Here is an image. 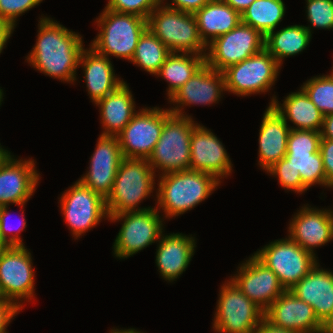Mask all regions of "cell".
I'll return each mask as SVG.
<instances>
[{
  "label": "cell",
  "mask_w": 333,
  "mask_h": 333,
  "mask_svg": "<svg viewBox=\"0 0 333 333\" xmlns=\"http://www.w3.org/2000/svg\"><path fill=\"white\" fill-rule=\"evenodd\" d=\"M38 28L36 44L26 60L51 78L74 82L84 50L82 36L49 17L40 18Z\"/></svg>",
  "instance_id": "6da1fadb"
},
{
  "label": "cell",
  "mask_w": 333,
  "mask_h": 333,
  "mask_svg": "<svg viewBox=\"0 0 333 333\" xmlns=\"http://www.w3.org/2000/svg\"><path fill=\"white\" fill-rule=\"evenodd\" d=\"M159 180L156 208H162L166 218L191 210L210 196L221 182L211 174L193 170L160 174Z\"/></svg>",
  "instance_id": "7a4b0ae2"
},
{
  "label": "cell",
  "mask_w": 333,
  "mask_h": 333,
  "mask_svg": "<svg viewBox=\"0 0 333 333\" xmlns=\"http://www.w3.org/2000/svg\"><path fill=\"white\" fill-rule=\"evenodd\" d=\"M154 174L147 159L123 158L114 180L112 192L106 199L108 215L150 209V207L139 208L137 206L153 192L154 184H156Z\"/></svg>",
  "instance_id": "3957f363"
},
{
  "label": "cell",
  "mask_w": 333,
  "mask_h": 333,
  "mask_svg": "<svg viewBox=\"0 0 333 333\" xmlns=\"http://www.w3.org/2000/svg\"><path fill=\"white\" fill-rule=\"evenodd\" d=\"M161 4L147 18V29L171 52L205 56L207 45L199 35L194 14L171 9Z\"/></svg>",
  "instance_id": "277c9868"
},
{
  "label": "cell",
  "mask_w": 333,
  "mask_h": 333,
  "mask_svg": "<svg viewBox=\"0 0 333 333\" xmlns=\"http://www.w3.org/2000/svg\"><path fill=\"white\" fill-rule=\"evenodd\" d=\"M99 34L90 44L95 51L131 61L137 43L147 29V19L104 9L96 19Z\"/></svg>",
  "instance_id": "5b68a950"
},
{
  "label": "cell",
  "mask_w": 333,
  "mask_h": 333,
  "mask_svg": "<svg viewBox=\"0 0 333 333\" xmlns=\"http://www.w3.org/2000/svg\"><path fill=\"white\" fill-rule=\"evenodd\" d=\"M195 124L191 116L171 114L165 121L160 138L147 159L151 168L162 174L190 170V138Z\"/></svg>",
  "instance_id": "8992f818"
},
{
  "label": "cell",
  "mask_w": 333,
  "mask_h": 333,
  "mask_svg": "<svg viewBox=\"0 0 333 333\" xmlns=\"http://www.w3.org/2000/svg\"><path fill=\"white\" fill-rule=\"evenodd\" d=\"M213 328L219 333H253L264 310L244 295L230 280L221 286Z\"/></svg>",
  "instance_id": "52a82bcc"
},
{
  "label": "cell",
  "mask_w": 333,
  "mask_h": 333,
  "mask_svg": "<svg viewBox=\"0 0 333 333\" xmlns=\"http://www.w3.org/2000/svg\"><path fill=\"white\" fill-rule=\"evenodd\" d=\"M254 255L271 269L285 290H290L316 265V256L289 237L275 240Z\"/></svg>",
  "instance_id": "ba28073f"
},
{
  "label": "cell",
  "mask_w": 333,
  "mask_h": 333,
  "mask_svg": "<svg viewBox=\"0 0 333 333\" xmlns=\"http://www.w3.org/2000/svg\"><path fill=\"white\" fill-rule=\"evenodd\" d=\"M265 48V36L242 21L231 31L207 45L205 63L223 72L229 66L248 59Z\"/></svg>",
  "instance_id": "9c48e42d"
},
{
  "label": "cell",
  "mask_w": 333,
  "mask_h": 333,
  "mask_svg": "<svg viewBox=\"0 0 333 333\" xmlns=\"http://www.w3.org/2000/svg\"><path fill=\"white\" fill-rule=\"evenodd\" d=\"M158 214V209L151 207L109 216L114 222L124 220L113 245L114 255L121 259L131 257L158 241L163 234V219Z\"/></svg>",
  "instance_id": "30bf717a"
},
{
  "label": "cell",
  "mask_w": 333,
  "mask_h": 333,
  "mask_svg": "<svg viewBox=\"0 0 333 333\" xmlns=\"http://www.w3.org/2000/svg\"><path fill=\"white\" fill-rule=\"evenodd\" d=\"M280 67L264 48L223 71L226 91L239 96L267 92L277 80Z\"/></svg>",
  "instance_id": "8fae6325"
},
{
  "label": "cell",
  "mask_w": 333,
  "mask_h": 333,
  "mask_svg": "<svg viewBox=\"0 0 333 333\" xmlns=\"http://www.w3.org/2000/svg\"><path fill=\"white\" fill-rule=\"evenodd\" d=\"M31 257L25 246H8L0 253V296L21 310L24 299H34L35 273Z\"/></svg>",
  "instance_id": "7c38bea8"
},
{
  "label": "cell",
  "mask_w": 333,
  "mask_h": 333,
  "mask_svg": "<svg viewBox=\"0 0 333 333\" xmlns=\"http://www.w3.org/2000/svg\"><path fill=\"white\" fill-rule=\"evenodd\" d=\"M169 109L143 108L117 135L123 158L148 159L160 138Z\"/></svg>",
  "instance_id": "4fadbf2b"
},
{
  "label": "cell",
  "mask_w": 333,
  "mask_h": 333,
  "mask_svg": "<svg viewBox=\"0 0 333 333\" xmlns=\"http://www.w3.org/2000/svg\"><path fill=\"white\" fill-rule=\"evenodd\" d=\"M64 220L77 239L96 226L103 218H109L106 200L77 180L60 198Z\"/></svg>",
  "instance_id": "5bb4252c"
},
{
  "label": "cell",
  "mask_w": 333,
  "mask_h": 333,
  "mask_svg": "<svg viewBox=\"0 0 333 333\" xmlns=\"http://www.w3.org/2000/svg\"><path fill=\"white\" fill-rule=\"evenodd\" d=\"M230 280L264 311L286 290L277 275L252 255Z\"/></svg>",
  "instance_id": "9a60e30c"
},
{
  "label": "cell",
  "mask_w": 333,
  "mask_h": 333,
  "mask_svg": "<svg viewBox=\"0 0 333 333\" xmlns=\"http://www.w3.org/2000/svg\"><path fill=\"white\" fill-rule=\"evenodd\" d=\"M90 159L89 171L79 181L106 200L123 159L117 136L100 135Z\"/></svg>",
  "instance_id": "2e32d148"
},
{
  "label": "cell",
  "mask_w": 333,
  "mask_h": 333,
  "mask_svg": "<svg viewBox=\"0 0 333 333\" xmlns=\"http://www.w3.org/2000/svg\"><path fill=\"white\" fill-rule=\"evenodd\" d=\"M273 325L299 333H331L316 317L313 307L290 290L282 293L264 312Z\"/></svg>",
  "instance_id": "e0dca14e"
},
{
  "label": "cell",
  "mask_w": 333,
  "mask_h": 333,
  "mask_svg": "<svg viewBox=\"0 0 333 333\" xmlns=\"http://www.w3.org/2000/svg\"><path fill=\"white\" fill-rule=\"evenodd\" d=\"M232 165L222 142L211 130L197 124L190 138V170L211 174L220 181L230 175Z\"/></svg>",
  "instance_id": "ac0fdd59"
},
{
  "label": "cell",
  "mask_w": 333,
  "mask_h": 333,
  "mask_svg": "<svg viewBox=\"0 0 333 333\" xmlns=\"http://www.w3.org/2000/svg\"><path fill=\"white\" fill-rule=\"evenodd\" d=\"M223 91H226L223 72H219L205 63L170 97V102L177 104V107L169 108V110L172 114L188 117V115L183 114L182 107L191 104L210 105L216 103Z\"/></svg>",
  "instance_id": "d6986e66"
},
{
  "label": "cell",
  "mask_w": 333,
  "mask_h": 333,
  "mask_svg": "<svg viewBox=\"0 0 333 333\" xmlns=\"http://www.w3.org/2000/svg\"><path fill=\"white\" fill-rule=\"evenodd\" d=\"M290 291L313 307L319 321L333 333V273L319 264L309 271Z\"/></svg>",
  "instance_id": "ffe728a7"
},
{
  "label": "cell",
  "mask_w": 333,
  "mask_h": 333,
  "mask_svg": "<svg viewBox=\"0 0 333 333\" xmlns=\"http://www.w3.org/2000/svg\"><path fill=\"white\" fill-rule=\"evenodd\" d=\"M32 159L17 160L11 155L0 168V206L11 203L25 207L39 181Z\"/></svg>",
  "instance_id": "44dd1931"
},
{
  "label": "cell",
  "mask_w": 333,
  "mask_h": 333,
  "mask_svg": "<svg viewBox=\"0 0 333 333\" xmlns=\"http://www.w3.org/2000/svg\"><path fill=\"white\" fill-rule=\"evenodd\" d=\"M304 206L290 222L289 238L304 250L314 253L320 247L333 240V217L331 210H320Z\"/></svg>",
  "instance_id": "7402d4cb"
},
{
  "label": "cell",
  "mask_w": 333,
  "mask_h": 333,
  "mask_svg": "<svg viewBox=\"0 0 333 333\" xmlns=\"http://www.w3.org/2000/svg\"><path fill=\"white\" fill-rule=\"evenodd\" d=\"M156 251V264L163 279L169 282L179 278L194 255L195 237L182 233L161 235Z\"/></svg>",
  "instance_id": "603a6c76"
},
{
  "label": "cell",
  "mask_w": 333,
  "mask_h": 333,
  "mask_svg": "<svg viewBox=\"0 0 333 333\" xmlns=\"http://www.w3.org/2000/svg\"><path fill=\"white\" fill-rule=\"evenodd\" d=\"M259 130V165L268 170L287 154L290 126L271 105L261 122Z\"/></svg>",
  "instance_id": "cb8c5ba5"
},
{
  "label": "cell",
  "mask_w": 333,
  "mask_h": 333,
  "mask_svg": "<svg viewBox=\"0 0 333 333\" xmlns=\"http://www.w3.org/2000/svg\"><path fill=\"white\" fill-rule=\"evenodd\" d=\"M80 65H82V69L84 68L87 91L94 103L106 97L124 83L115 75L110 59L98 53L92 47L82 51L79 60Z\"/></svg>",
  "instance_id": "d4e9b609"
},
{
  "label": "cell",
  "mask_w": 333,
  "mask_h": 333,
  "mask_svg": "<svg viewBox=\"0 0 333 333\" xmlns=\"http://www.w3.org/2000/svg\"><path fill=\"white\" fill-rule=\"evenodd\" d=\"M95 105L100 108L103 136H117L137 113L132 93L126 82L98 100Z\"/></svg>",
  "instance_id": "484cf974"
},
{
  "label": "cell",
  "mask_w": 333,
  "mask_h": 333,
  "mask_svg": "<svg viewBox=\"0 0 333 333\" xmlns=\"http://www.w3.org/2000/svg\"><path fill=\"white\" fill-rule=\"evenodd\" d=\"M194 16L199 35L206 45L216 37L231 31L241 22V14L223 0H210L196 11Z\"/></svg>",
  "instance_id": "4316f807"
},
{
  "label": "cell",
  "mask_w": 333,
  "mask_h": 333,
  "mask_svg": "<svg viewBox=\"0 0 333 333\" xmlns=\"http://www.w3.org/2000/svg\"><path fill=\"white\" fill-rule=\"evenodd\" d=\"M271 105L286 123L289 120L296 125L297 128L290 127V130L321 131L324 116L302 89L285 97L283 104H279L273 96L269 106Z\"/></svg>",
  "instance_id": "83f0119b"
},
{
  "label": "cell",
  "mask_w": 333,
  "mask_h": 333,
  "mask_svg": "<svg viewBox=\"0 0 333 333\" xmlns=\"http://www.w3.org/2000/svg\"><path fill=\"white\" fill-rule=\"evenodd\" d=\"M312 34L303 25L287 26L265 36V49L281 65L282 60L301 53L308 46Z\"/></svg>",
  "instance_id": "f1b7e54d"
},
{
  "label": "cell",
  "mask_w": 333,
  "mask_h": 333,
  "mask_svg": "<svg viewBox=\"0 0 333 333\" xmlns=\"http://www.w3.org/2000/svg\"><path fill=\"white\" fill-rule=\"evenodd\" d=\"M205 64V56L171 52L156 75L168 83V99Z\"/></svg>",
  "instance_id": "f546056e"
},
{
  "label": "cell",
  "mask_w": 333,
  "mask_h": 333,
  "mask_svg": "<svg viewBox=\"0 0 333 333\" xmlns=\"http://www.w3.org/2000/svg\"><path fill=\"white\" fill-rule=\"evenodd\" d=\"M283 0H255L241 14V21L264 36L276 29L285 15Z\"/></svg>",
  "instance_id": "4dcf8cb0"
},
{
  "label": "cell",
  "mask_w": 333,
  "mask_h": 333,
  "mask_svg": "<svg viewBox=\"0 0 333 333\" xmlns=\"http://www.w3.org/2000/svg\"><path fill=\"white\" fill-rule=\"evenodd\" d=\"M171 51L146 29L141 35L131 62L150 74H157Z\"/></svg>",
  "instance_id": "1f68e13d"
},
{
  "label": "cell",
  "mask_w": 333,
  "mask_h": 333,
  "mask_svg": "<svg viewBox=\"0 0 333 333\" xmlns=\"http://www.w3.org/2000/svg\"><path fill=\"white\" fill-rule=\"evenodd\" d=\"M285 158L296 171H299L302 183L309 189L312 185L326 187V174L322 156L318 152H287Z\"/></svg>",
  "instance_id": "d6a6232c"
},
{
  "label": "cell",
  "mask_w": 333,
  "mask_h": 333,
  "mask_svg": "<svg viewBox=\"0 0 333 333\" xmlns=\"http://www.w3.org/2000/svg\"><path fill=\"white\" fill-rule=\"evenodd\" d=\"M301 86L309 99L323 116L333 114V77L332 75L316 76Z\"/></svg>",
  "instance_id": "836d02e7"
},
{
  "label": "cell",
  "mask_w": 333,
  "mask_h": 333,
  "mask_svg": "<svg viewBox=\"0 0 333 333\" xmlns=\"http://www.w3.org/2000/svg\"><path fill=\"white\" fill-rule=\"evenodd\" d=\"M307 19L310 27L305 26L311 33V28L333 29V0H306Z\"/></svg>",
  "instance_id": "e575fe53"
},
{
  "label": "cell",
  "mask_w": 333,
  "mask_h": 333,
  "mask_svg": "<svg viewBox=\"0 0 333 333\" xmlns=\"http://www.w3.org/2000/svg\"><path fill=\"white\" fill-rule=\"evenodd\" d=\"M270 175L278 176V182L286 190L295 191V193H303L307 191V187L302 183L299 171H296L285 157L275 163L267 170Z\"/></svg>",
  "instance_id": "d590c367"
},
{
  "label": "cell",
  "mask_w": 333,
  "mask_h": 333,
  "mask_svg": "<svg viewBox=\"0 0 333 333\" xmlns=\"http://www.w3.org/2000/svg\"><path fill=\"white\" fill-rule=\"evenodd\" d=\"M321 133L292 129L288 134L287 152H318Z\"/></svg>",
  "instance_id": "8d00e7d4"
},
{
  "label": "cell",
  "mask_w": 333,
  "mask_h": 333,
  "mask_svg": "<svg viewBox=\"0 0 333 333\" xmlns=\"http://www.w3.org/2000/svg\"><path fill=\"white\" fill-rule=\"evenodd\" d=\"M162 0H109L106 9L147 19Z\"/></svg>",
  "instance_id": "74e56055"
},
{
  "label": "cell",
  "mask_w": 333,
  "mask_h": 333,
  "mask_svg": "<svg viewBox=\"0 0 333 333\" xmlns=\"http://www.w3.org/2000/svg\"><path fill=\"white\" fill-rule=\"evenodd\" d=\"M42 1L43 0H0V16L15 28L17 17Z\"/></svg>",
  "instance_id": "f35d334b"
},
{
  "label": "cell",
  "mask_w": 333,
  "mask_h": 333,
  "mask_svg": "<svg viewBox=\"0 0 333 333\" xmlns=\"http://www.w3.org/2000/svg\"><path fill=\"white\" fill-rule=\"evenodd\" d=\"M11 215L8 211V205L6 206H0V236L2 240L6 243L7 246H25V244L22 242L23 240L20 238V232L24 230L26 227V221L25 218L22 217L21 220V226H19L16 232L11 233L12 235H7L9 232H12V224L10 226L9 221H7V217ZM10 226V227H9ZM11 228V229H10ZM9 231V232H8ZM19 233V235H18Z\"/></svg>",
  "instance_id": "ab89813d"
},
{
  "label": "cell",
  "mask_w": 333,
  "mask_h": 333,
  "mask_svg": "<svg viewBox=\"0 0 333 333\" xmlns=\"http://www.w3.org/2000/svg\"><path fill=\"white\" fill-rule=\"evenodd\" d=\"M320 154L322 156L323 167L326 174V186H333V140L321 138Z\"/></svg>",
  "instance_id": "60d3db41"
},
{
  "label": "cell",
  "mask_w": 333,
  "mask_h": 333,
  "mask_svg": "<svg viewBox=\"0 0 333 333\" xmlns=\"http://www.w3.org/2000/svg\"><path fill=\"white\" fill-rule=\"evenodd\" d=\"M20 310L14 303L0 299V333H7L8 324Z\"/></svg>",
  "instance_id": "b9f144b4"
},
{
  "label": "cell",
  "mask_w": 333,
  "mask_h": 333,
  "mask_svg": "<svg viewBox=\"0 0 333 333\" xmlns=\"http://www.w3.org/2000/svg\"><path fill=\"white\" fill-rule=\"evenodd\" d=\"M164 0H162L163 3ZM210 0H172L173 4L165 5L171 9L180 10L186 13L194 14L196 11L201 9Z\"/></svg>",
  "instance_id": "7bdbcfd3"
},
{
  "label": "cell",
  "mask_w": 333,
  "mask_h": 333,
  "mask_svg": "<svg viewBox=\"0 0 333 333\" xmlns=\"http://www.w3.org/2000/svg\"><path fill=\"white\" fill-rule=\"evenodd\" d=\"M253 333H299V332L275 326L264 317Z\"/></svg>",
  "instance_id": "ee69618b"
},
{
  "label": "cell",
  "mask_w": 333,
  "mask_h": 333,
  "mask_svg": "<svg viewBox=\"0 0 333 333\" xmlns=\"http://www.w3.org/2000/svg\"><path fill=\"white\" fill-rule=\"evenodd\" d=\"M14 31L12 27L2 16H0V53L5 47L7 40Z\"/></svg>",
  "instance_id": "f6af8a7d"
},
{
  "label": "cell",
  "mask_w": 333,
  "mask_h": 333,
  "mask_svg": "<svg viewBox=\"0 0 333 333\" xmlns=\"http://www.w3.org/2000/svg\"><path fill=\"white\" fill-rule=\"evenodd\" d=\"M320 133L321 138L333 140V114L324 116Z\"/></svg>",
  "instance_id": "bcb514c9"
},
{
  "label": "cell",
  "mask_w": 333,
  "mask_h": 333,
  "mask_svg": "<svg viewBox=\"0 0 333 333\" xmlns=\"http://www.w3.org/2000/svg\"><path fill=\"white\" fill-rule=\"evenodd\" d=\"M240 14L246 10L255 0H223Z\"/></svg>",
  "instance_id": "7dc6e473"
},
{
  "label": "cell",
  "mask_w": 333,
  "mask_h": 333,
  "mask_svg": "<svg viewBox=\"0 0 333 333\" xmlns=\"http://www.w3.org/2000/svg\"><path fill=\"white\" fill-rule=\"evenodd\" d=\"M11 156V153L8 150L2 148L0 145V168L7 161V159Z\"/></svg>",
  "instance_id": "c3c4849f"
},
{
  "label": "cell",
  "mask_w": 333,
  "mask_h": 333,
  "mask_svg": "<svg viewBox=\"0 0 333 333\" xmlns=\"http://www.w3.org/2000/svg\"><path fill=\"white\" fill-rule=\"evenodd\" d=\"M110 333H143V332H140V331H137L133 328H129V329H111Z\"/></svg>",
  "instance_id": "681fc988"
},
{
  "label": "cell",
  "mask_w": 333,
  "mask_h": 333,
  "mask_svg": "<svg viewBox=\"0 0 333 333\" xmlns=\"http://www.w3.org/2000/svg\"><path fill=\"white\" fill-rule=\"evenodd\" d=\"M8 246L6 245V243L2 240L1 236H0V253L5 250Z\"/></svg>",
  "instance_id": "f907efd6"
},
{
  "label": "cell",
  "mask_w": 333,
  "mask_h": 333,
  "mask_svg": "<svg viewBox=\"0 0 333 333\" xmlns=\"http://www.w3.org/2000/svg\"><path fill=\"white\" fill-rule=\"evenodd\" d=\"M3 91L2 89H0V105H1V102L3 101Z\"/></svg>",
  "instance_id": "816d5d0a"
}]
</instances>
